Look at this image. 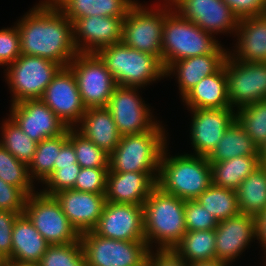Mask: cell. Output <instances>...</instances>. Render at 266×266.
<instances>
[{
    "mask_svg": "<svg viewBox=\"0 0 266 266\" xmlns=\"http://www.w3.org/2000/svg\"><path fill=\"white\" fill-rule=\"evenodd\" d=\"M123 21L124 17L94 15L77 19L73 23L76 51L97 53L103 47L122 42Z\"/></svg>",
    "mask_w": 266,
    "mask_h": 266,
    "instance_id": "ac0fdd59",
    "label": "cell"
},
{
    "mask_svg": "<svg viewBox=\"0 0 266 266\" xmlns=\"http://www.w3.org/2000/svg\"><path fill=\"white\" fill-rule=\"evenodd\" d=\"M167 151L164 149L161 155L156 186L182 200H195L212 184L207 157L191 154L168 157Z\"/></svg>",
    "mask_w": 266,
    "mask_h": 266,
    "instance_id": "7a4b0ae2",
    "label": "cell"
},
{
    "mask_svg": "<svg viewBox=\"0 0 266 266\" xmlns=\"http://www.w3.org/2000/svg\"><path fill=\"white\" fill-rule=\"evenodd\" d=\"M0 179L18 187L27 195L35 193L28 166L16 159L0 144Z\"/></svg>",
    "mask_w": 266,
    "mask_h": 266,
    "instance_id": "74e56055",
    "label": "cell"
},
{
    "mask_svg": "<svg viewBox=\"0 0 266 266\" xmlns=\"http://www.w3.org/2000/svg\"><path fill=\"white\" fill-rule=\"evenodd\" d=\"M1 266H29V265H15V264H12V263H2Z\"/></svg>",
    "mask_w": 266,
    "mask_h": 266,
    "instance_id": "f5cc1de1",
    "label": "cell"
},
{
    "mask_svg": "<svg viewBox=\"0 0 266 266\" xmlns=\"http://www.w3.org/2000/svg\"><path fill=\"white\" fill-rule=\"evenodd\" d=\"M21 54L39 56L67 67L78 54L73 23L51 0L41 1L17 23Z\"/></svg>",
    "mask_w": 266,
    "mask_h": 266,
    "instance_id": "6da1fadb",
    "label": "cell"
},
{
    "mask_svg": "<svg viewBox=\"0 0 266 266\" xmlns=\"http://www.w3.org/2000/svg\"><path fill=\"white\" fill-rule=\"evenodd\" d=\"M49 243L22 213L13 225L12 264L36 266L45 254Z\"/></svg>",
    "mask_w": 266,
    "mask_h": 266,
    "instance_id": "d4e9b609",
    "label": "cell"
},
{
    "mask_svg": "<svg viewBox=\"0 0 266 266\" xmlns=\"http://www.w3.org/2000/svg\"><path fill=\"white\" fill-rule=\"evenodd\" d=\"M79 124L80 130L76 126L77 131L109 155L121 139V134L106 107L88 108Z\"/></svg>",
    "mask_w": 266,
    "mask_h": 266,
    "instance_id": "4316f807",
    "label": "cell"
},
{
    "mask_svg": "<svg viewBox=\"0 0 266 266\" xmlns=\"http://www.w3.org/2000/svg\"><path fill=\"white\" fill-rule=\"evenodd\" d=\"M227 98L237 109L266 99V62L249 63L233 59L224 61Z\"/></svg>",
    "mask_w": 266,
    "mask_h": 266,
    "instance_id": "7c38bea8",
    "label": "cell"
},
{
    "mask_svg": "<svg viewBox=\"0 0 266 266\" xmlns=\"http://www.w3.org/2000/svg\"><path fill=\"white\" fill-rule=\"evenodd\" d=\"M165 128L158 123L152 130L121 136L109 155V170L116 173H148L155 181L161 155L167 148Z\"/></svg>",
    "mask_w": 266,
    "mask_h": 266,
    "instance_id": "277c9868",
    "label": "cell"
},
{
    "mask_svg": "<svg viewBox=\"0 0 266 266\" xmlns=\"http://www.w3.org/2000/svg\"><path fill=\"white\" fill-rule=\"evenodd\" d=\"M68 140L73 144L77 163L83 168H109V154L87 139L76 128H68Z\"/></svg>",
    "mask_w": 266,
    "mask_h": 266,
    "instance_id": "8d00e7d4",
    "label": "cell"
},
{
    "mask_svg": "<svg viewBox=\"0 0 266 266\" xmlns=\"http://www.w3.org/2000/svg\"><path fill=\"white\" fill-rule=\"evenodd\" d=\"M236 119L260 150L266 143V99L237 109Z\"/></svg>",
    "mask_w": 266,
    "mask_h": 266,
    "instance_id": "d590c367",
    "label": "cell"
},
{
    "mask_svg": "<svg viewBox=\"0 0 266 266\" xmlns=\"http://www.w3.org/2000/svg\"><path fill=\"white\" fill-rule=\"evenodd\" d=\"M185 226L187 232L215 230L218 221L196 200H185Z\"/></svg>",
    "mask_w": 266,
    "mask_h": 266,
    "instance_id": "ab89813d",
    "label": "cell"
},
{
    "mask_svg": "<svg viewBox=\"0 0 266 266\" xmlns=\"http://www.w3.org/2000/svg\"><path fill=\"white\" fill-rule=\"evenodd\" d=\"M256 238L266 253V208L255 216Z\"/></svg>",
    "mask_w": 266,
    "mask_h": 266,
    "instance_id": "681fc988",
    "label": "cell"
},
{
    "mask_svg": "<svg viewBox=\"0 0 266 266\" xmlns=\"http://www.w3.org/2000/svg\"><path fill=\"white\" fill-rule=\"evenodd\" d=\"M40 99L68 128H75L87 110L78 90L76 78L68 66L58 71Z\"/></svg>",
    "mask_w": 266,
    "mask_h": 266,
    "instance_id": "5bb4252c",
    "label": "cell"
},
{
    "mask_svg": "<svg viewBox=\"0 0 266 266\" xmlns=\"http://www.w3.org/2000/svg\"><path fill=\"white\" fill-rule=\"evenodd\" d=\"M92 232L109 239L145 241L143 206L107 201Z\"/></svg>",
    "mask_w": 266,
    "mask_h": 266,
    "instance_id": "9a60e30c",
    "label": "cell"
},
{
    "mask_svg": "<svg viewBox=\"0 0 266 266\" xmlns=\"http://www.w3.org/2000/svg\"><path fill=\"white\" fill-rule=\"evenodd\" d=\"M137 90L138 87L117 86L106 106L121 136L147 132L160 122L152 119L149 107L138 96Z\"/></svg>",
    "mask_w": 266,
    "mask_h": 266,
    "instance_id": "4fadbf2b",
    "label": "cell"
},
{
    "mask_svg": "<svg viewBox=\"0 0 266 266\" xmlns=\"http://www.w3.org/2000/svg\"><path fill=\"white\" fill-rule=\"evenodd\" d=\"M24 214L49 245L80 240V233L70 223L54 196L41 191L28 195Z\"/></svg>",
    "mask_w": 266,
    "mask_h": 266,
    "instance_id": "9c48e42d",
    "label": "cell"
},
{
    "mask_svg": "<svg viewBox=\"0 0 266 266\" xmlns=\"http://www.w3.org/2000/svg\"><path fill=\"white\" fill-rule=\"evenodd\" d=\"M247 155H260V150L245 132L243 126L235 119L207 159L209 162H220Z\"/></svg>",
    "mask_w": 266,
    "mask_h": 266,
    "instance_id": "f546056e",
    "label": "cell"
},
{
    "mask_svg": "<svg viewBox=\"0 0 266 266\" xmlns=\"http://www.w3.org/2000/svg\"><path fill=\"white\" fill-rule=\"evenodd\" d=\"M87 266H146L149 247L145 241L104 238L92 231L80 233Z\"/></svg>",
    "mask_w": 266,
    "mask_h": 266,
    "instance_id": "30bf717a",
    "label": "cell"
},
{
    "mask_svg": "<svg viewBox=\"0 0 266 266\" xmlns=\"http://www.w3.org/2000/svg\"><path fill=\"white\" fill-rule=\"evenodd\" d=\"M77 163L75 150L73 144L68 140L58 153L57 162H54V166H72Z\"/></svg>",
    "mask_w": 266,
    "mask_h": 266,
    "instance_id": "c3c4849f",
    "label": "cell"
},
{
    "mask_svg": "<svg viewBox=\"0 0 266 266\" xmlns=\"http://www.w3.org/2000/svg\"><path fill=\"white\" fill-rule=\"evenodd\" d=\"M155 187L156 181L148 173H116L109 170L106 201L143 206L144 201Z\"/></svg>",
    "mask_w": 266,
    "mask_h": 266,
    "instance_id": "603a6c76",
    "label": "cell"
},
{
    "mask_svg": "<svg viewBox=\"0 0 266 266\" xmlns=\"http://www.w3.org/2000/svg\"><path fill=\"white\" fill-rule=\"evenodd\" d=\"M80 169L81 166L78 163L72 166H54L52 174L43 183L47 188L41 192L53 196L59 191L73 189Z\"/></svg>",
    "mask_w": 266,
    "mask_h": 266,
    "instance_id": "60d3db41",
    "label": "cell"
},
{
    "mask_svg": "<svg viewBox=\"0 0 266 266\" xmlns=\"http://www.w3.org/2000/svg\"><path fill=\"white\" fill-rule=\"evenodd\" d=\"M11 106L10 118L37 143L59 136L68 129L41 99H27Z\"/></svg>",
    "mask_w": 266,
    "mask_h": 266,
    "instance_id": "e0dca14e",
    "label": "cell"
},
{
    "mask_svg": "<svg viewBox=\"0 0 266 266\" xmlns=\"http://www.w3.org/2000/svg\"><path fill=\"white\" fill-rule=\"evenodd\" d=\"M189 110L193 112L190 139L194 155L207 157L236 119V112L232 108Z\"/></svg>",
    "mask_w": 266,
    "mask_h": 266,
    "instance_id": "d6986e66",
    "label": "cell"
},
{
    "mask_svg": "<svg viewBox=\"0 0 266 266\" xmlns=\"http://www.w3.org/2000/svg\"><path fill=\"white\" fill-rule=\"evenodd\" d=\"M14 26L0 30V65L8 66L21 55L20 34Z\"/></svg>",
    "mask_w": 266,
    "mask_h": 266,
    "instance_id": "7bdbcfd3",
    "label": "cell"
},
{
    "mask_svg": "<svg viewBox=\"0 0 266 266\" xmlns=\"http://www.w3.org/2000/svg\"><path fill=\"white\" fill-rule=\"evenodd\" d=\"M68 67L86 109L106 107L117 84L100 57L96 53H78Z\"/></svg>",
    "mask_w": 266,
    "mask_h": 266,
    "instance_id": "8fae6325",
    "label": "cell"
},
{
    "mask_svg": "<svg viewBox=\"0 0 266 266\" xmlns=\"http://www.w3.org/2000/svg\"><path fill=\"white\" fill-rule=\"evenodd\" d=\"M181 98L188 109L231 108L227 98V76L224 64L215 73L204 77Z\"/></svg>",
    "mask_w": 266,
    "mask_h": 266,
    "instance_id": "484cf974",
    "label": "cell"
},
{
    "mask_svg": "<svg viewBox=\"0 0 266 266\" xmlns=\"http://www.w3.org/2000/svg\"><path fill=\"white\" fill-rule=\"evenodd\" d=\"M1 128L0 144L16 159L28 166L33 160L38 143L26 135L10 116Z\"/></svg>",
    "mask_w": 266,
    "mask_h": 266,
    "instance_id": "e575fe53",
    "label": "cell"
},
{
    "mask_svg": "<svg viewBox=\"0 0 266 266\" xmlns=\"http://www.w3.org/2000/svg\"><path fill=\"white\" fill-rule=\"evenodd\" d=\"M261 164L266 166V143L260 149Z\"/></svg>",
    "mask_w": 266,
    "mask_h": 266,
    "instance_id": "816d5d0a",
    "label": "cell"
},
{
    "mask_svg": "<svg viewBox=\"0 0 266 266\" xmlns=\"http://www.w3.org/2000/svg\"><path fill=\"white\" fill-rule=\"evenodd\" d=\"M68 141V129L61 135L43 139L37 144L33 160L28 165V172L32 179L44 183L52 174L54 162H57L61 147Z\"/></svg>",
    "mask_w": 266,
    "mask_h": 266,
    "instance_id": "1f68e13d",
    "label": "cell"
},
{
    "mask_svg": "<svg viewBox=\"0 0 266 266\" xmlns=\"http://www.w3.org/2000/svg\"><path fill=\"white\" fill-rule=\"evenodd\" d=\"M239 19L266 13V5L261 0H223Z\"/></svg>",
    "mask_w": 266,
    "mask_h": 266,
    "instance_id": "7dc6e473",
    "label": "cell"
},
{
    "mask_svg": "<svg viewBox=\"0 0 266 266\" xmlns=\"http://www.w3.org/2000/svg\"><path fill=\"white\" fill-rule=\"evenodd\" d=\"M220 44L212 34L185 19L174 9L166 14L162 35L165 70L175 61L212 53Z\"/></svg>",
    "mask_w": 266,
    "mask_h": 266,
    "instance_id": "8992f818",
    "label": "cell"
},
{
    "mask_svg": "<svg viewBox=\"0 0 266 266\" xmlns=\"http://www.w3.org/2000/svg\"><path fill=\"white\" fill-rule=\"evenodd\" d=\"M169 7L150 9L135 3L124 17L122 42L129 48L137 49L156 56L162 62V35L166 14ZM171 6V7H170Z\"/></svg>",
    "mask_w": 266,
    "mask_h": 266,
    "instance_id": "52a82bcc",
    "label": "cell"
},
{
    "mask_svg": "<svg viewBox=\"0 0 266 266\" xmlns=\"http://www.w3.org/2000/svg\"><path fill=\"white\" fill-rule=\"evenodd\" d=\"M236 34L237 50L235 54L228 52L233 59L249 63L266 62V13L241 18Z\"/></svg>",
    "mask_w": 266,
    "mask_h": 266,
    "instance_id": "cb8c5ba5",
    "label": "cell"
},
{
    "mask_svg": "<svg viewBox=\"0 0 266 266\" xmlns=\"http://www.w3.org/2000/svg\"><path fill=\"white\" fill-rule=\"evenodd\" d=\"M74 23L89 16L125 17L135 0H51Z\"/></svg>",
    "mask_w": 266,
    "mask_h": 266,
    "instance_id": "83f0119b",
    "label": "cell"
},
{
    "mask_svg": "<svg viewBox=\"0 0 266 266\" xmlns=\"http://www.w3.org/2000/svg\"><path fill=\"white\" fill-rule=\"evenodd\" d=\"M62 66L39 56L21 54L6 71V80L13 92L12 103L40 99Z\"/></svg>",
    "mask_w": 266,
    "mask_h": 266,
    "instance_id": "ba28073f",
    "label": "cell"
},
{
    "mask_svg": "<svg viewBox=\"0 0 266 266\" xmlns=\"http://www.w3.org/2000/svg\"><path fill=\"white\" fill-rule=\"evenodd\" d=\"M199 202L217 221L226 220L240 213L236 190L211 184L198 198Z\"/></svg>",
    "mask_w": 266,
    "mask_h": 266,
    "instance_id": "836d02e7",
    "label": "cell"
},
{
    "mask_svg": "<svg viewBox=\"0 0 266 266\" xmlns=\"http://www.w3.org/2000/svg\"><path fill=\"white\" fill-rule=\"evenodd\" d=\"M157 253L150 247L146 258V266H189L175 248H158Z\"/></svg>",
    "mask_w": 266,
    "mask_h": 266,
    "instance_id": "bcb514c9",
    "label": "cell"
},
{
    "mask_svg": "<svg viewBox=\"0 0 266 266\" xmlns=\"http://www.w3.org/2000/svg\"><path fill=\"white\" fill-rule=\"evenodd\" d=\"M175 11L209 33H236L239 18L223 0H169ZM178 10V11H177ZM230 31V32H229Z\"/></svg>",
    "mask_w": 266,
    "mask_h": 266,
    "instance_id": "2e32d148",
    "label": "cell"
},
{
    "mask_svg": "<svg viewBox=\"0 0 266 266\" xmlns=\"http://www.w3.org/2000/svg\"><path fill=\"white\" fill-rule=\"evenodd\" d=\"M96 54L105 63L117 86L140 89L166 77L165 68L156 56L129 48L123 42L103 47Z\"/></svg>",
    "mask_w": 266,
    "mask_h": 266,
    "instance_id": "5b68a950",
    "label": "cell"
},
{
    "mask_svg": "<svg viewBox=\"0 0 266 266\" xmlns=\"http://www.w3.org/2000/svg\"><path fill=\"white\" fill-rule=\"evenodd\" d=\"M36 266H87L81 241L49 245Z\"/></svg>",
    "mask_w": 266,
    "mask_h": 266,
    "instance_id": "f35d334b",
    "label": "cell"
},
{
    "mask_svg": "<svg viewBox=\"0 0 266 266\" xmlns=\"http://www.w3.org/2000/svg\"><path fill=\"white\" fill-rule=\"evenodd\" d=\"M209 163L212 171V184L236 190L241 182L261 165V157L260 155H247Z\"/></svg>",
    "mask_w": 266,
    "mask_h": 266,
    "instance_id": "f1b7e54d",
    "label": "cell"
},
{
    "mask_svg": "<svg viewBox=\"0 0 266 266\" xmlns=\"http://www.w3.org/2000/svg\"><path fill=\"white\" fill-rule=\"evenodd\" d=\"M143 219L145 242L149 248L153 242L158 248H174L187 232L185 200L156 186L144 201Z\"/></svg>",
    "mask_w": 266,
    "mask_h": 266,
    "instance_id": "3957f363",
    "label": "cell"
},
{
    "mask_svg": "<svg viewBox=\"0 0 266 266\" xmlns=\"http://www.w3.org/2000/svg\"><path fill=\"white\" fill-rule=\"evenodd\" d=\"M228 52L221 44L210 54L188 57L173 62L166 70V76L172 73L178 78L180 95L183 97L204 77L215 73L224 63Z\"/></svg>",
    "mask_w": 266,
    "mask_h": 266,
    "instance_id": "7402d4cb",
    "label": "cell"
},
{
    "mask_svg": "<svg viewBox=\"0 0 266 266\" xmlns=\"http://www.w3.org/2000/svg\"><path fill=\"white\" fill-rule=\"evenodd\" d=\"M21 213L0 210V263H12V232Z\"/></svg>",
    "mask_w": 266,
    "mask_h": 266,
    "instance_id": "ee69618b",
    "label": "cell"
},
{
    "mask_svg": "<svg viewBox=\"0 0 266 266\" xmlns=\"http://www.w3.org/2000/svg\"><path fill=\"white\" fill-rule=\"evenodd\" d=\"M63 213L79 233L92 231L105 207V194L80 192L73 189L59 191L53 195Z\"/></svg>",
    "mask_w": 266,
    "mask_h": 266,
    "instance_id": "44dd1931",
    "label": "cell"
},
{
    "mask_svg": "<svg viewBox=\"0 0 266 266\" xmlns=\"http://www.w3.org/2000/svg\"><path fill=\"white\" fill-rule=\"evenodd\" d=\"M27 197L23 190L0 179V210L22 214Z\"/></svg>",
    "mask_w": 266,
    "mask_h": 266,
    "instance_id": "f6af8a7d",
    "label": "cell"
},
{
    "mask_svg": "<svg viewBox=\"0 0 266 266\" xmlns=\"http://www.w3.org/2000/svg\"><path fill=\"white\" fill-rule=\"evenodd\" d=\"M240 213L256 216L266 208V166L261 164L236 189Z\"/></svg>",
    "mask_w": 266,
    "mask_h": 266,
    "instance_id": "4dcf8cb0",
    "label": "cell"
},
{
    "mask_svg": "<svg viewBox=\"0 0 266 266\" xmlns=\"http://www.w3.org/2000/svg\"><path fill=\"white\" fill-rule=\"evenodd\" d=\"M255 237V217L252 215L239 213L219 221L215 229V259L229 265Z\"/></svg>",
    "mask_w": 266,
    "mask_h": 266,
    "instance_id": "ffe728a7",
    "label": "cell"
},
{
    "mask_svg": "<svg viewBox=\"0 0 266 266\" xmlns=\"http://www.w3.org/2000/svg\"><path fill=\"white\" fill-rule=\"evenodd\" d=\"M108 172L109 168L81 167L73 190L95 194H106Z\"/></svg>",
    "mask_w": 266,
    "mask_h": 266,
    "instance_id": "b9f144b4",
    "label": "cell"
},
{
    "mask_svg": "<svg viewBox=\"0 0 266 266\" xmlns=\"http://www.w3.org/2000/svg\"><path fill=\"white\" fill-rule=\"evenodd\" d=\"M215 230L188 231L174 247L189 264L215 259Z\"/></svg>",
    "mask_w": 266,
    "mask_h": 266,
    "instance_id": "d6a6232c",
    "label": "cell"
},
{
    "mask_svg": "<svg viewBox=\"0 0 266 266\" xmlns=\"http://www.w3.org/2000/svg\"><path fill=\"white\" fill-rule=\"evenodd\" d=\"M189 266H228L226 263L220 262L216 259L208 261H197L189 264Z\"/></svg>",
    "mask_w": 266,
    "mask_h": 266,
    "instance_id": "f907efd6",
    "label": "cell"
}]
</instances>
